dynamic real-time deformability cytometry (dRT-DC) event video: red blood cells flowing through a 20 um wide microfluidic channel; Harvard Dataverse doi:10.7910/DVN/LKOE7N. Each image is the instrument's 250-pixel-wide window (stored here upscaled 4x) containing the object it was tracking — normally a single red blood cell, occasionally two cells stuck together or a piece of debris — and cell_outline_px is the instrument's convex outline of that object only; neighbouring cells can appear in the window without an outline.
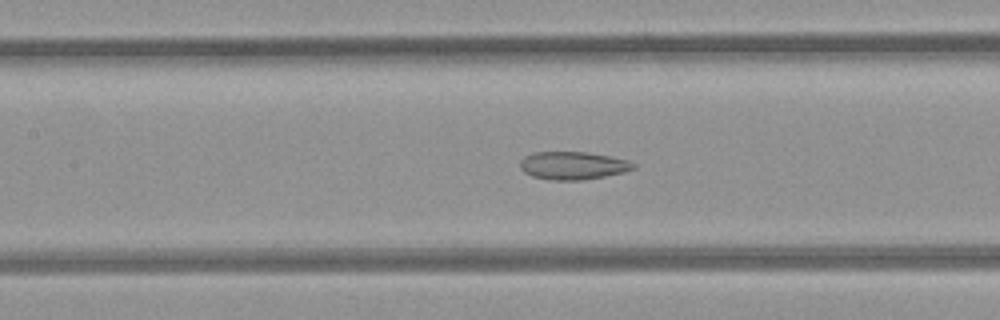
{"species": "common noctule bat (a hibernating species)", "species_latin": "Nyctalus noctula", "temperature_condition": "room temperature", "stored_images_in_passage": 52, "camera_frame_rate_fps": 3000, "um_per_image_px": 0.085, "animal": {"sex": "female", "body_mass_g": 21.9}, "frame": {"image": 1, "passage_image": 23, "time_ms": 7.333, "image_size_px": [1000, 320], "cell_outline_px": [[636, 168], [624, 172], [584, 180], [548, 180], [532, 176], [524, 172], [520, 168], [520, 160], [524, 156], [536, 152], [588, 152], [628, 160], [636, 164]], "centroid_in_image_um": [48.69, 14.07], "position_along_channel_um": 158.7, "area_um2": 18.5}}
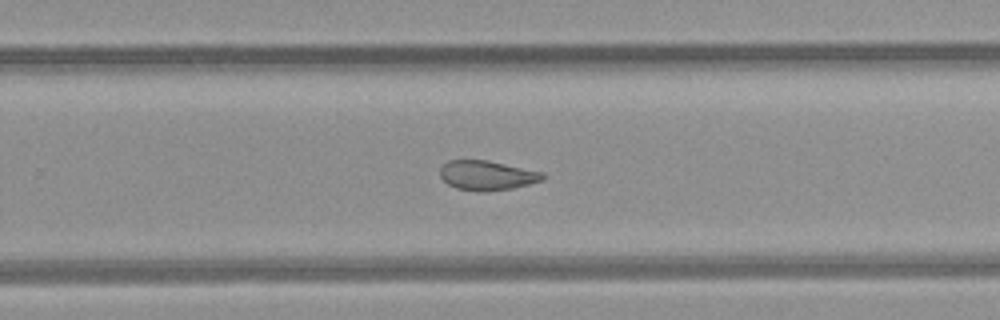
{"frame": {"image": 2, "passage_image": 33, "time_ms": 10.667, "image_size_px": [1000, 320], "cell_outline_px": [[544, 180], [512, 188], [456, 188], [448, 184], [440, 176], [440, 168], [448, 160], [488, 160], [544, 172]], "centroid_in_image_um": [41.41, 14.84], "position_along_channel_um": 288.4, "area_um2": 16.88}}
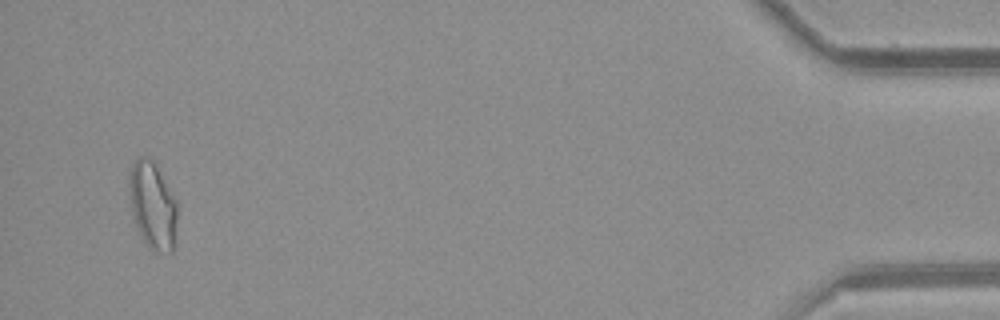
{"frame": {"image": 3, "passage_image": 50, "time_ms": 16.333, "image_size_px": [1000, 320], "cell_outline_px": [[176, 244], [172, 252], [160, 252], [148, 248], [140, 236], [132, 212], [128, 192], [128, 172], [132, 164], [140, 156], [156, 160], [176, 200]], "centroid_in_image_um": [12.97, 17.43], "position_along_channel_um": 422.2, "area_um2": 25.09}, "authors_computed_cell_mechanics": {"area_um2": 20.8947, "velocity_mm_per_s": 3.9089, "shape_relaxation_time_tau1_ms": null, "shape_relaxation_time_tau2_ms": 2.2352, "deformation_change_tau1": null, "deformation_change_tau2": 0.0888}}